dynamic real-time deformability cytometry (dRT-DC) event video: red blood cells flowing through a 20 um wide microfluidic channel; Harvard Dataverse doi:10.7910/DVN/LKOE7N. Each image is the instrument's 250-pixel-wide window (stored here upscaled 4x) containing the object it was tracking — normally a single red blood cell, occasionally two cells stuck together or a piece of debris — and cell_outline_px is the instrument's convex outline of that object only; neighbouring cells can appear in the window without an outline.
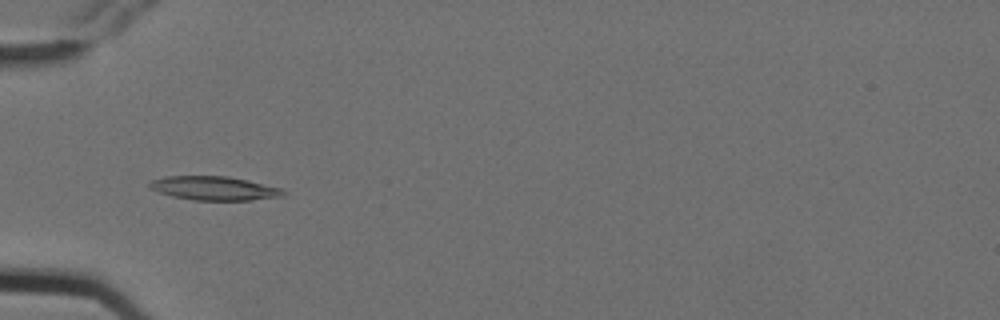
{"species": "Egyptian fruit bat (a non-hibernating species)", "species_latin": "Rousettus aegyptiacus", "temperature_condition": "cold", "stored_images_in_passage": 5, "camera_frame_rate_fps": 3000, "um_per_image_px": 0.085, "animal": {"sex": "female"}, "frame": {"image": 1, "passage_image": 4, "time_ms": 1.0, "image_size_px": [1000, 320], "cell_outline_px": [[288, 192], [284, 196], [252, 200], [192, 200], [172, 196], [148, 188], [148, 184], [152, 180], [164, 176], [228, 176], [248, 180], [284, 188]], "centroid_in_image_um": [18.26, 16.0], "position_along_channel_um": 66.7, "area_um2": 18.84}}
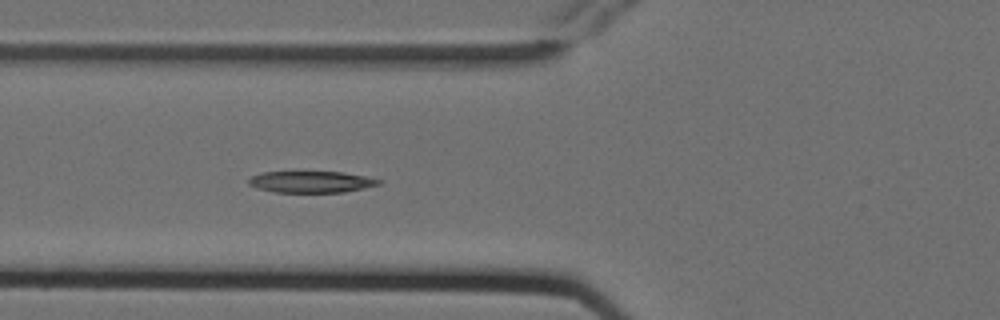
{"frame": {"image": 2, "passage_image": 5, "time_ms": 1.333, "image_size_px": [1000, 320], "cell_outline_px": [[384, 180], [380, 184], [364, 188], [344, 192], [276, 192], [256, 188], [248, 184], [248, 180], [252, 176], [260, 172], [340, 172], [364, 176]], "centroid_in_image_um": [26.44, 15.46], "position_along_channel_um": 99.4, "area_um2": 16.24}}